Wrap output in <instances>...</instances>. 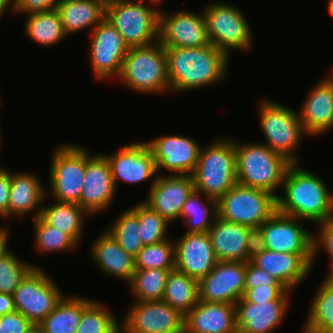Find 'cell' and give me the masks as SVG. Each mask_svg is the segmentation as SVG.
Masks as SVG:
<instances>
[{
  "instance_id": "1",
  "label": "cell",
  "mask_w": 333,
  "mask_h": 333,
  "mask_svg": "<svg viewBox=\"0 0 333 333\" xmlns=\"http://www.w3.org/2000/svg\"><path fill=\"white\" fill-rule=\"evenodd\" d=\"M171 93L214 86L226 78L229 57L210 44L203 47H165Z\"/></svg>"
},
{
  "instance_id": "2",
  "label": "cell",
  "mask_w": 333,
  "mask_h": 333,
  "mask_svg": "<svg viewBox=\"0 0 333 333\" xmlns=\"http://www.w3.org/2000/svg\"><path fill=\"white\" fill-rule=\"evenodd\" d=\"M298 164L292 163L286 172L277 211L317 225L333 219V193L320 176Z\"/></svg>"
},
{
  "instance_id": "3",
  "label": "cell",
  "mask_w": 333,
  "mask_h": 333,
  "mask_svg": "<svg viewBox=\"0 0 333 333\" xmlns=\"http://www.w3.org/2000/svg\"><path fill=\"white\" fill-rule=\"evenodd\" d=\"M237 182L271 194L282 186L286 172L292 164L283 155L271 150L263 143L236 142Z\"/></svg>"
},
{
  "instance_id": "4",
  "label": "cell",
  "mask_w": 333,
  "mask_h": 333,
  "mask_svg": "<svg viewBox=\"0 0 333 333\" xmlns=\"http://www.w3.org/2000/svg\"><path fill=\"white\" fill-rule=\"evenodd\" d=\"M192 178L196 191L215 200L231 189L237 183L234 140L216 139L201 147Z\"/></svg>"
},
{
  "instance_id": "5",
  "label": "cell",
  "mask_w": 333,
  "mask_h": 333,
  "mask_svg": "<svg viewBox=\"0 0 333 333\" xmlns=\"http://www.w3.org/2000/svg\"><path fill=\"white\" fill-rule=\"evenodd\" d=\"M118 79L138 94L169 93L165 47L157 41L148 46L129 48Z\"/></svg>"
},
{
  "instance_id": "6",
  "label": "cell",
  "mask_w": 333,
  "mask_h": 333,
  "mask_svg": "<svg viewBox=\"0 0 333 333\" xmlns=\"http://www.w3.org/2000/svg\"><path fill=\"white\" fill-rule=\"evenodd\" d=\"M259 123L266 142H261L291 163H298L296 148L306 133L298 112L283 104L270 100H261L258 105ZM295 150V151H294Z\"/></svg>"
},
{
  "instance_id": "7",
  "label": "cell",
  "mask_w": 333,
  "mask_h": 333,
  "mask_svg": "<svg viewBox=\"0 0 333 333\" xmlns=\"http://www.w3.org/2000/svg\"><path fill=\"white\" fill-rule=\"evenodd\" d=\"M276 211L275 195L238 182L217 200V216L220 219L255 231Z\"/></svg>"
},
{
  "instance_id": "8",
  "label": "cell",
  "mask_w": 333,
  "mask_h": 333,
  "mask_svg": "<svg viewBox=\"0 0 333 333\" xmlns=\"http://www.w3.org/2000/svg\"><path fill=\"white\" fill-rule=\"evenodd\" d=\"M203 10L210 43L230 57L233 49L250 51L253 34L242 11L226 2L209 3Z\"/></svg>"
},
{
  "instance_id": "9",
  "label": "cell",
  "mask_w": 333,
  "mask_h": 333,
  "mask_svg": "<svg viewBox=\"0 0 333 333\" xmlns=\"http://www.w3.org/2000/svg\"><path fill=\"white\" fill-rule=\"evenodd\" d=\"M144 0H128L105 9V18L129 48L148 46L159 40V13Z\"/></svg>"
},
{
  "instance_id": "10",
  "label": "cell",
  "mask_w": 333,
  "mask_h": 333,
  "mask_svg": "<svg viewBox=\"0 0 333 333\" xmlns=\"http://www.w3.org/2000/svg\"><path fill=\"white\" fill-rule=\"evenodd\" d=\"M51 158L48 192L56 201L78 204L86 170V149L64 143L58 145Z\"/></svg>"
},
{
  "instance_id": "11",
  "label": "cell",
  "mask_w": 333,
  "mask_h": 333,
  "mask_svg": "<svg viewBox=\"0 0 333 333\" xmlns=\"http://www.w3.org/2000/svg\"><path fill=\"white\" fill-rule=\"evenodd\" d=\"M12 295L15 310L34 326L44 320L65 296L41 267H34Z\"/></svg>"
},
{
  "instance_id": "12",
  "label": "cell",
  "mask_w": 333,
  "mask_h": 333,
  "mask_svg": "<svg viewBox=\"0 0 333 333\" xmlns=\"http://www.w3.org/2000/svg\"><path fill=\"white\" fill-rule=\"evenodd\" d=\"M300 222L276 211L257 229L256 243L275 252L313 254V233Z\"/></svg>"
},
{
  "instance_id": "13",
  "label": "cell",
  "mask_w": 333,
  "mask_h": 333,
  "mask_svg": "<svg viewBox=\"0 0 333 333\" xmlns=\"http://www.w3.org/2000/svg\"><path fill=\"white\" fill-rule=\"evenodd\" d=\"M121 323V333H184L185 316L164 300L134 301Z\"/></svg>"
},
{
  "instance_id": "14",
  "label": "cell",
  "mask_w": 333,
  "mask_h": 333,
  "mask_svg": "<svg viewBox=\"0 0 333 333\" xmlns=\"http://www.w3.org/2000/svg\"><path fill=\"white\" fill-rule=\"evenodd\" d=\"M90 66L94 77L106 80L118 78L129 47L117 29L104 18L91 33Z\"/></svg>"
},
{
  "instance_id": "15",
  "label": "cell",
  "mask_w": 333,
  "mask_h": 333,
  "mask_svg": "<svg viewBox=\"0 0 333 333\" xmlns=\"http://www.w3.org/2000/svg\"><path fill=\"white\" fill-rule=\"evenodd\" d=\"M246 262L218 261L199 281V300L235 304L245 292Z\"/></svg>"
},
{
  "instance_id": "16",
  "label": "cell",
  "mask_w": 333,
  "mask_h": 333,
  "mask_svg": "<svg viewBox=\"0 0 333 333\" xmlns=\"http://www.w3.org/2000/svg\"><path fill=\"white\" fill-rule=\"evenodd\" d=\"M164 47H203L210 45L205 18L200 13L179 10L159 13V40Z\"/></svg>"
},
{
  "instance_id": "17",
  "label": "cell",
  "mask_w": 333,
  "mask_h": 333,
  "mask_svg": "<svg viewBox=\"0 0 333 333\" xmlns=\"http://www.w3.org/2000/svg\"><path fill=\"white\" fill-rule=\"evenodd\" d=\"M250 261L293 291L309 275L313 254L281 253L265 249L255 243Z\"/></svg>"
},
{
  "instance_id": "18",
  "label": "cell",
  "mask_w": 333,
  "mask_h": 333,
  "mask_svg": "<svg viewBox=\"0 0 333 333\" xmlns=\"http://www.w3.org/2000/svg\"><path fill=\"white\" fill-rule=\"evenodd\" d=\"M111 168V174L115 187L119 180L129 184H138L150 180V189L157 177V166L152 151L146 142H137L120 147L114 153L103 154ZM153 179V180H152Z\"/></svg>"
},
{
  "instance_id": "19",
  "label": "cell",
  "mask_w": 333,
  "mask_h": 333,
  "mask_svg": "<svg viewBox=\"0 0 333 333\" xmlns=\"http://www.w3.org/2000/svg\"><path fill=\"white\" fill-rule=\"evenodd\" d=\"M146 143L152 151L157 172L164 168L169 170L171 175L193 174L201 149L194 139L181 135H165Z\"/></svg>"
},
{
  "instance_id": "20",
  "label": "cell",
  "mask_w": 333,
  "mask_h": 333,
  "mask_svg": "<svg viewBox=\"0 0 333 333\" xmlns=\"http://www.w3.org/2000/svg\"><path fill=\"white\" fill-rule=\"evenodd\" d=\"M116 187L111 168L103 154L90 155L86 149V170L78 203L90 215H95L109 208L113 203Z\"/></svg>"
},
{
  "instance_id": "21",
  "label": "cell",
  "mask_w": 333,
  "mask_h": 333,
  "mask_svg": "<svg viewBox=\"0 0 333 333\" xmlns=\"http://www.w3.org/2000/svg\"><path fill=\"white\" fill-rule=\"evenodd\" d=\"M208 234L218 261L248 262L251 259L256 243V231L252 228L217 216Z\"/></svg>"
},
{
  "instance_id": "22",
  "label": "cell",
  "mask_w": 333,
  "mask_h": 333,
  "mask_svg": "<svg viewBox=\"0 0 333 333\" xmlns=\"http://www.w3.org/2000/svg\"><path fill=\"white\" fill-rule=\"evenodd\" d=\"M157 174L149 195L142 201L171 224L180 218L183 204L195 189L194 181L192 175Z\"/></svg>"
},
{
  "instance_id": "23",
  "label": "cell",
  "mask_w": 333,
  "mask_h": 333,
  "mask_svg": "<svg viewBox=\"0 0 333 333\" xmlns=\"http://www.w3.org/2000/svg\"><path fill=\"white\" fill-rule=\"evenodd\" d=\"M175 243V269L200 281L218 262L208 232L185 233Z\"/></svg>"
},
{
  "instance_id": "24",
  "label": "cell",
  "mask_w": 333,
  "mask_h": 333,
  "mask_svg": "<svg viewBox=\"0 0 333 333\" xmlns=\"http://www.w3.org/2000/svg\"><path fill=\"white\" fill-rule=\"evenodd\" d=\"M289 300L250 303L242 298L235 303L238 333H274L283 321Z\"/></svg>"
},
{
  "instance_id": "25",
  "label": "cell",
  "mask_w": 333,
  "mask_h": 333,
  "mask_svg": "<svg viewBox=\"0 0 333 333\" xmlns=\"http://www.w3.org/2000/svg\"><path fill=\"white\" fill-rule=\"evenodd\" d=\"M307 95L298 116L307 135L320 136L333 128V83L324 78Z\"/></svg>"
},
{
  "instance_id": "26",
  "label": "cell",
  "mask_w": 333,
  "mask_h": 333,
  "mask_svg": "<svg viewBox=\"0 0 333 333\" xmlns=\"http://www.w3.org/2000/svg\"><path fill=\"white\" fill-rule=\"evenodd\" d=\"M184 333H238L235 304L199 300L185 315Z\"/></svg>"
},
{
  "instance_id": "27",
  "label": "cell",
  "mask_w": 333,
  "mask_h": 333,
  "mask_svg": "<svg viewBox=\"0 0 333 333\" xmlns=\"http://www.w3.org/2000/svg\"><path fill=\"white\" fill-rule=\"evenodd\" d=\"M50 194L36 175L26 172L11 173L9 217L26 216L34 211L40 216L42 204ZM39 206V207H38Z\"/></svg>"
},
{
  "instance_id": "28",
  "label": "cell",
  "mask_w": 333,
  "mask_h": 333,
  "mask_svg": "<svg viewBox=\"0 0 333 333\" xmlns=\"http://www.w3.org/2000/svg\"><path fill=\"white\" fill-rule=\"evenodd\" d=\"M91 247V257L99 270L130 282L136 270L134 257L122 249L106 230Z\"/></svg>"
},
{
  "instance_id": "29",
  "label": "cell",
  "mask_w": 333,
  "mask_h": 333,
  "mask_svg": "<svg viewBox=\"0 0 333 333\" xmlns=\"http://www.w3.org/2000/svg\"><path fill=\"white\" fill-rule=\"evenodd\" d=\"M56 9L67 36L95 28L105 18V9L97 0H59Z\"/></svg>"
},
{
  "instance_id": "30",
  "label": "cell",
  "mask_w": 333,
  "mask_h": 333,
  "mask_svg": "<svg viewBox=\"0 0 333 333\" xmlns=\"http://www.w3.org/2000/svg\"><path fill=\"white\" fill-rule=\"evenodd\" d=\"M92 301L65 295L55 309L38 325L40 333H77L83 309Z\"/></svg>"
},
{
  "instance_id": "31",
  "label": "cell",
  "mask_w": 333,
  "mask_h": 333,
  "mask_svg": "<svg viewBox=\"0 0 333 333\" xmlns=\"http://www.w3.org/2000/svg\"><path fill=\"white\" fill-rule=\"evenodd\" d=\"M54 204L44 206L40 217L50 226L69 235L77 244L82 239L83 222L86 216H91L77 203L60 202L54 200Z\"/></svg>"
},
{
  "instance_id": "32",
  "label": "cell",
  "mask_w": 333,
  "mask_h": 333,
  "mask_svg": "<svg viewBox=\"0 0 333 333\" xmlns=\"http://www.w3.org/2000/svg\"><path fill=\"white\" fill-rule=\"evenodd\" d=\"M317 288L302 333H333V276Z\"/></svg>"
},
{
  "instance_id": "33",
  "label": "cell",
  "mask_w": 333,
  "mask_h": 333,
  "mask_svg": "<svg viewBox=\"0 0 333 333\" xmlns=\"http://www.w3.org/2000/svg\"><path fill=\"white\" fill-rule=\"evenodd\" d=\"M163 300L185 316L199 301V281L177 269L170 270Z\"/></svg>"
},
{
  "instance_id": "34",
  "label": "cell",
  "mask_w": 333,
  "mask_h": 333,
  "mask_svg": "<svg viewBox=\"0 0 333 333\" xmlns=\"http://www.w3.org/2000/svg\"><path fill=\"white\" fill-rule=\"evenodd\" d=\"M24 25L26 36L42 47L54 46L67 37L56 8L28 14Z\"/></svg>"
},
{
  "instance_id": "35",
  "label": "cell",
  "mask_w": 333,
  "mask_h": 333,
  "mask_svg": "<svg viewBox=\"0 0 333 333\" xmlns=\"http://www.w3.org/2000/svg\"><path fill=\"white\" fill-rule=\"evenodd\" d=\"M202 195L201 192L194 189L182 206L180 218H183L189 229L186 233L208 232L217 217V200L204 195L205 202L200 197Z\"/></svg>"
},
{
  "instance_id": "36",
  "label": "cell",
  "mask_w": 333,
  "mask_h": 333,
  "mask_svg": "<svg viewBox=\"0 0 333 333\" xmlns=\"http://www.w3.org/2000/svg\"><path fill=\"white\" fill-rule=\"evenodd\" d=\"M173 269H136L130 282L134 301L163 300L165 284Z\"/></svg>"
},
{
  "instance_id": "37",
  "label": "cell",
  "mask_w": 333,
  "mask_h": 333,
  "mask_svg": "<svg viewBox=\"0 0 333 333\" xmlns=\"http://www.w3.org/2000/svg\"><path fill=\"white\" fill-rule=\"evenodd\" d=\"M106 231L122 249L135 257L143 248L138 216L129 208L118 216Z\"/></svg>"
},
{
  "instance_id": "38",
  "label": "cell",
  "mask_w": 333,
  "mask_h": 333,
  "mask_svg": "<svg viewBox=\"0 0 333 333\" xmlns=\"http://www.w3.org/2000/svg\"><path fill=\"white\" fill-rule=\"evenodd\" d=\"M121 321L104 304L92 300L84 309L77 333H121Z\"/></svg>"
},
{
  "instance_id": "39",
  "label": "cell",
  "mask_w": 333,
  "mask_h": 333,
  "mask_svg": "<svg viewBox=\"0 0 333 333\" xmlns=\"http://www.w3.org/2000/svg\"><path fill=\"white\" fill-rule=\"evenodd\" d=\"M139 221L141 240L143 245H151L166 240L167 228L170 223L152 210L143 201L130 208Z\"/></svg>"
},
{
  "instance_id": "40",
  "label": "cell",
  "mask_w": 333,
  "mask_h": 333,
  "mask_svg": "<svg viewBox=\"0 0 333 333\" xmlns=\"http://www.w3.org/2000/svg\"><path fill=\"white\" fill-rule=\"evenodd\" d=\"M134 260L135 269H175V243L166 239L145 245Z\"/></svg>"
},
{
  "instance_id": "41",
  "label": "cell",
  "mask_w": 333,
  "mask_h": 333,
  "mask_svg": "<svg viewBox=\"0 0 333 333\" xmlns=\"http://www.w3.org/2000/svg\"><path fill=\"white\" fill-rule=\"evenodd\" d=\"M35 247L39 252L54 253L73 250L78 245L63 231L48 225L40 216L33 218Z\"/></svg>"
},
{
  "instance_id": "42",
  "label": "cell",
  "mask_w": 333,
  "mask_h": 333,
  "mask_svg": "<svg viewBox=\"0 0 333 333\" xmlns=\"http://www.w3.org/2000/svg\"><path fill=\"white\" fill-rule=\"evenodd\" d=\"M34 267L39 266L23 262L12 251L0 258V292L13 294L20 282Z\"/></svg>"
},
{
  "instance_id": "43",
  "label": "cell",
  "mask_w": 333,
  "mask_h": 333,
  "mask_svg": "<svg viewBox=\"0 0 333 333\" xmlns=\"http://www.w3.org/2000/svg\"><path fill=\"white\" fill-rule=\"evenodd\" d=\"M290 293L291 291L283 285L258 286L256 288H245L242 299L250 303L289 300Z\"/></svg>"
},
{
  "instance_id": "44",
  "label": "cell",
  "mask_w": 333,
  "mask_h": 333,
  "mask_svg": "<svg viewBox=\"0 0 333 333\" xmlns=\"http://www.w3.org/2000/svg\"><path fill=\"white\" fill-rule=\"evenodd\" d=\"M319 226V233L317 235L313 234V261L318 256L320 249H324L331 262L328 276H333V219L319 223Z\"/></svg>"
},
{
  "instance_id": "45",
  "label": "cell",
  "mask_w": 333,
  "mask_h": 333,
  "mask_svg": "<svg viewBox=\"0 0 333 333\" xmlns=\"http://www.w3.org/2000/svg\"><path fill=\"white\" fill-rule=\"evenodd\" d=\"M35 326L19 311L2 315L0 333H28Z\"/></svg>"
},
{
  "instance_id": "46",
  "label": "cell",
  "mask_w": 333,
  "mask_h": 333,
  "mask_svg": "<svg viewBox=\"0 0 333 333\" xmlns=\"http://www.w3.org/2000/svg\"><path fill=\"white\" fill-rule=\"evenodd\" d=\"M282 285L276 278L255 266L250 260L246 262L245 288L258 286Z\"/></svg>"
},
{
  "instance_id": "47",
  "label": "cell",
  "mask_w": 333,
  "mask_h": 333,
  "mask_svg": "<svg viewBox=\"0 0 333 333\" xmlns=\"http://www.w3.org/2000/svg\"><path fill=\"white\" fill-rule=\"evenodd\" d=\"M59 0H11L13 13L32 14L55 9Z\"/></svg>"
},
{
  "instance_id": "48",
  "label": "cell",
  "mask_w": 333,
  "mask_h": 333,
  "mask_svg": "<svg viewBox=\"0 0 333 333\" xmlns=\"http://www.w3.org/2000/svg\"><path fill=\"white\" fill-rule=\"evenodd\" d=\"M11 189V171L0 168V217L9 218V197Z\"/></svg>"
},
{
  "instance_id": "49",
  "label": "cell",
  "mask_w": 333,
  "mask_h": 333,
  "mask_svg": "<svg viewBox=\"0 0 333 333\" xmlns=\"http://www.w3.org/2000/svg\"><path fill=\"white\" fill-rule=\"evenodd\" d=\"M15 311L13 295L0 292V315Z\"/></svg>"
},
{
  "instance_id": "50",
  "label": "cell",
  "mask_w": 333,
  "mask_h": 333,
  "mask_svg": "<svg viewBox=\"0 0 333 333\" xmlns=\"http://www.w3.org/2000/svg\"><path fill=\"white\" fill-rule=\"evenodd\" d=\"M9 229L7 226L0 228V258L6 256L11 252L8 248Z\"/></svg>"
},
{
  "instance_id": "51",
  "label": "cell",
  "mask_w": 333,
  "mask_h": 333,
  "mask_svg": "<svg viewBox=\"0 0 333 333\" xmlns=\"http://www.w3.org/2000/svg\"><path fill=\"white\" fill-rule=\"evenodd\" d=\"M97 1L100 3V5L104 9H107L110 6H113L115 4H120V3L126 2L128 0H97Z\"/></svg>"
},
{
  "instance_id": "52",
  "label": "cell",
  "mask_w": 333,
  "mask_h": 333,
  "mask_svg": "<svg viewBox=\"0 0 333 333\" xmlns=\"http://www.w3.org/2000/svg\"><path fill=\"white\" fill-rule=\"evenodd\" d=\"M11 6V0H0V19Z\"/></svg>"
},
{
  "instance_id": "53",
  "label": "cell",
  "mask_w": 333,
  "mask_h": 333,
  "mask_svg": "<svg viewBox=\"0 0 333 333\" xmlns=\"http://www.w3.org/2000/svg\"><path fill=\"white\" fill-rule=\"evenodd\" d=\"M327 4H328L329 14L333 17V0H329Z\"/></svg>"
},
{
  "instance_id": "54",
  "label": "cell",
  "mask_w": 333,
  "mask_h": 333,
  "mask_svg": "<svg viewBox=\"0 0 333 333\" xmlns=\"http://www.w3.org/2000/svg\"><path fill=\"white\" fill-rule=\"evenodd\" d=\"M148 1H151V4L153 3V5H156L158 7L157 4H161L162 1H164V0H148Z\"/></svg>"
},
{
  "instance_id": "55",
  "label": "cell",
  "mask_w": 333,
  "mask_h": 333,
  "mask_svg": "<svg viewBox=\"0 0 333 333\" xmlns=\"http://www.w3.org/2000/svg\"><path fill=\"white\" fill-rule=\"evenodd\" d=\"M28 333H40V332H39L38 327L35 326V327H34L30 332H28Z\"/></svg>"
},
{
  "instance_id": "56",
  "label": "cell",
  "mask_w": 333,
  "mask_h": 333,
  "mask_svg": "<svg viewBox=\"0 0 333 333\" xmlns=\"http://www.w3.org/2000/svg\"><path fill=\"white\" fill-rule=\"evenodd\" d=\"M326 78L333 83V74L326 76Z\"/></svg>"
},
{
  "instance_id": "57",
  "label": "cell",
  "mask_w": 333,
  "mask_h": 333,
  "mask_svg": "<svg viewBox=\"0 0 333 333\" xmlns=\"http://www.w3.org/2000/svg\"><path fill=\"white\" fill-rule=\"evenodd\" d=\"M1 145H2V134H1V131H0V148H1Z\"/></svg>"
}]
</instances>
